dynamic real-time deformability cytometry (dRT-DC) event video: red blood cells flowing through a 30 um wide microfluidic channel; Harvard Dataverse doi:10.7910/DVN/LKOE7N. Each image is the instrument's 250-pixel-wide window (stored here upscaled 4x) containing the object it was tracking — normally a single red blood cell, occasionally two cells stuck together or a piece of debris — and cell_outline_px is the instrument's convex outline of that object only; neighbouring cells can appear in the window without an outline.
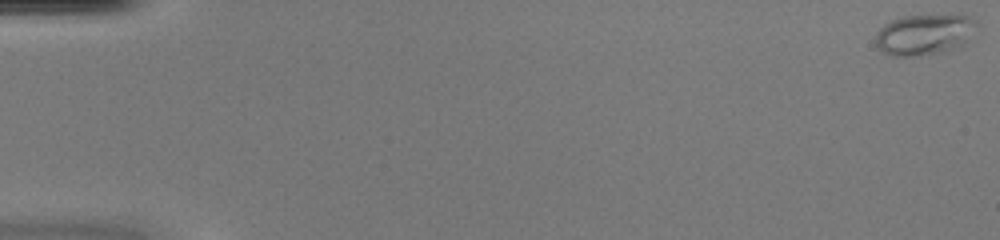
{"species": "common noctule bat (a hibernating species)", "species_latin": "Nyctalus noctula", "temperature_condition": "warm", "stored_images_in_passage": 52, "camera_frame_rate_fps": 3000, "um_per_image_px": 0.085, "animal": {"sex": "female", "body_mass_g": 20.0, "forearm_length_mm": 54.0}, "frame": {"image": 1, "passage_image": 1, "time_ms": 0.0, "image_size_px": [1000, 240], "cell_outline_px": [[976, 24], [964, 44], [960, 48], [920, 56], [892, 56], [884, 52], [876, 44], [876, 32], [884, 24], [892, 20], [904, 16], [968, 16], [976, 20]], "centroid_in_image_um": [78.54, 2.96], "position_along_channel_um": 6.5, "area_um2": 23.64}}
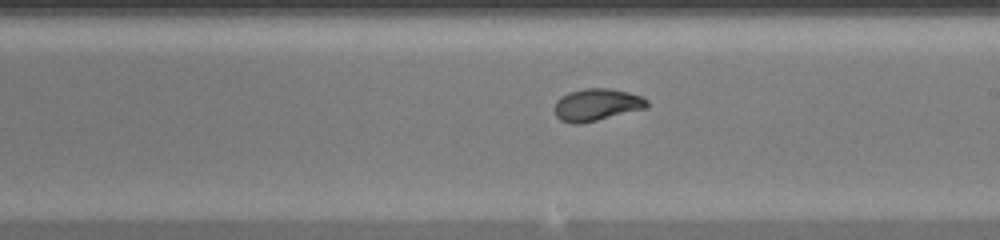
{"frame": {"image": 2, "passage_image": 31, "time_ms": 10.0, "image_size_px": [1000, 240], "cell_outline_px": [[648, 108], [580, 124], [572, 124], [560, 120], [556, 116], [552, 108], [556, 100], [560, 96], [568, 92], [584, 88], [608, 88], [628, 92], [644, 96], [648, 100]], "centroid_in_image_um": [50.7, 8.9], "position_along_channel_um": 238.3, "area_um2": 17.74}}
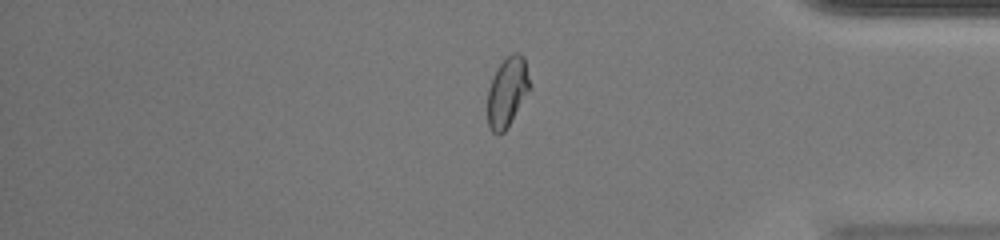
{"frame": {"image": 3, "passage_image": 44, "time_ms": 14.333, "image_size_px": [1000, 240], "cell_outline_px": [[532, 88], [504, 132], [500, 136], [492, 132], [488, 128], [488, 88], [492, 76], [496, 68], [512, 52], [520, 52], [524, 56]], "centroid_in_image_um": [43.13, 7.81], "position_along_channel_um": 392.1, "area_um2": 17.51}, "authors_computed_cell_mechanics": {"area_um2": 17.8024, "velocity_mm_per_s": 4.0335, "shape_relaxation_time_tau1_ms": 5.5092, "shape_relaxation_time_tau2_ms": 0.8063, "deformation_change_tau1": 0.2102, "deformation_change_tau2": 0.0451}}